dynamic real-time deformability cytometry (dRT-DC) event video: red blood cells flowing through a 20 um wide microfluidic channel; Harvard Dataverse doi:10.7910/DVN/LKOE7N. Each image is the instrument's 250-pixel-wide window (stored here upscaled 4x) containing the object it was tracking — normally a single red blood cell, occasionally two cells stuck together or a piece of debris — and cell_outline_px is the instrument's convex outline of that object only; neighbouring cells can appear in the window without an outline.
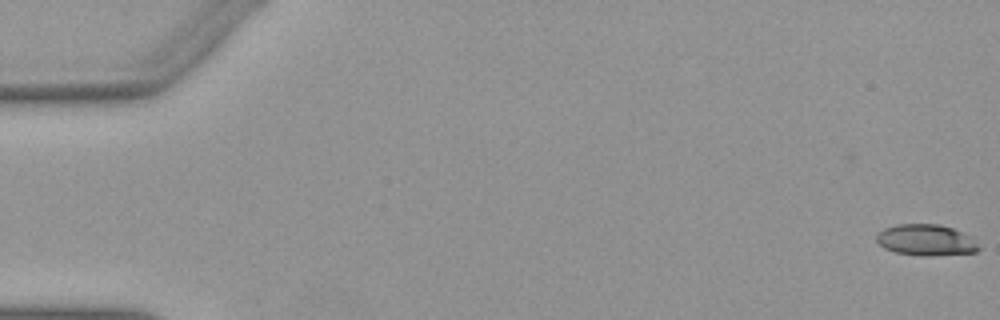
{"species": "Egyptian fruit bat (a non-hibernating species)", "species_latin": "Rousettus aegyptiacus", "temperature_condition": "warm", "stored_images_in_passage": 3, "camera_frame_rate_fps": 3000, "um_per_image_px": 0.085, "animal": {"sex": "female"}, "frame": {"image": 1, "passage_image": 1, "time_ms": 0.0, "image_size_px": [1000, 320], "cell_outline_px": [[980, 248], [976, 252], [928, 256], [920, 256], [896, 252], [884, 248], [876, 240], [876, 232], [884, 228], [896, 224], [940, 224], [964, 232], [972, 236]], "centroid_in_image_um": [78.71, 20.39], "position_along_channel_um": 6.3, "area_um2": 18.79}}